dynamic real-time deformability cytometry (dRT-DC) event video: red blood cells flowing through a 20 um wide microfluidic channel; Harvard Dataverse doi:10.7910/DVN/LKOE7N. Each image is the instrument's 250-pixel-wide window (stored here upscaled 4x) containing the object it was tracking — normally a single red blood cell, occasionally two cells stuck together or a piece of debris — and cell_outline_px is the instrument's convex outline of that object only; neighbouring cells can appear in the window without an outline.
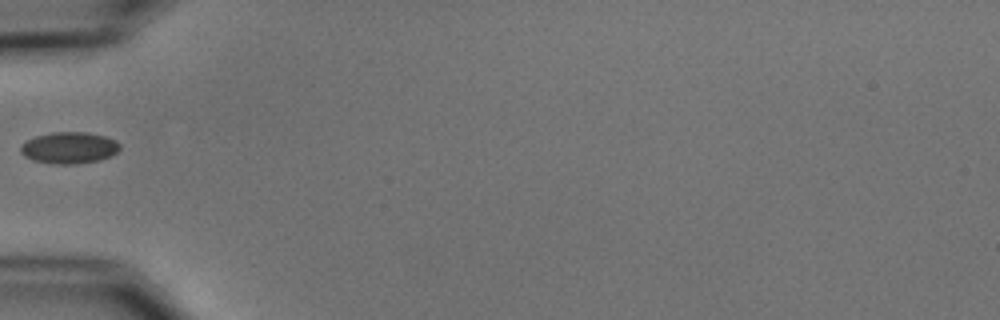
{"species": "common noctule bat (a hibernating species)", "species_latin": "Nyctalus noctula", "temperature_condition": "cold", "stored_images_in_passage": 5, "segment_of_instrument_passage": [2, 2], "camera_frame_rate_fps": 3000, "um_per_image_px": 0.085, "animal": {"sex": "male", "body_mass_g": 15.6}, "frame": {"image": 1, "passage_image": 4, "time_ms": 4.333, "image_size_px": [1000, 320], "cell_outline_px": [[120, 148], [112, 156], [100, 160], [72, 164], [52, 164], [32, 160], [24, 156], [20, 152], [20, 148], [28, 140], [36, 136], [52, 132], [88, 132], [104, 136], [116, 140], [120, 144]], "centroid_in_image_um": [5.9, 12.56], "position_along_channel_um": 79.1, "area_um2": 18.26}}